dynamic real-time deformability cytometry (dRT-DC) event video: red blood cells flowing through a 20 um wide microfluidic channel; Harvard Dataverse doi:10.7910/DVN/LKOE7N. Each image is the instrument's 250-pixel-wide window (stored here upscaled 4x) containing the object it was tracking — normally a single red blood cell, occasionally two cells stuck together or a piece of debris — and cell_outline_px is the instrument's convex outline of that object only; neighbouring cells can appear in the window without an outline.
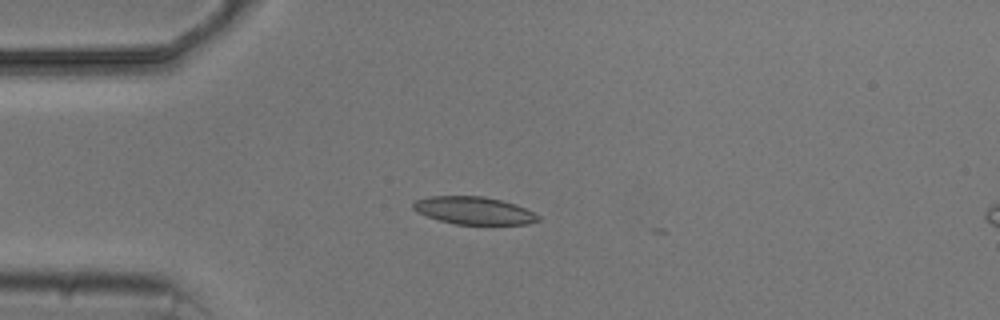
{"species": "common noctule bat (a hibernating species)", "species_latin": "Nyctalus noctula", "temperature_condition": "cold", "stored_images_in_passage": 4, "camera_frame_rate_fps": 3000, "um_per_image_px": 0.085, "animal": {"sex": "male", "body_mass_g": 20.5, "forearm_length_mm": 52.5}, "frame": {"image": 1, "passage_image": 3, "time_ms": 4.333, "image_size_px": [1000, 320], "cell_outline_px": [[540, 220], [528, 224], [456, 224], [440, 220], [416, 212], [412, 208], [412, 204], [416, 200], [428, 196], [484, 196], [516, 204], [540, 216]], "centroid_in_image_um": [40.27, 17.89], "position_along_channel_um": 44.7, "area_um2": 20.0}}